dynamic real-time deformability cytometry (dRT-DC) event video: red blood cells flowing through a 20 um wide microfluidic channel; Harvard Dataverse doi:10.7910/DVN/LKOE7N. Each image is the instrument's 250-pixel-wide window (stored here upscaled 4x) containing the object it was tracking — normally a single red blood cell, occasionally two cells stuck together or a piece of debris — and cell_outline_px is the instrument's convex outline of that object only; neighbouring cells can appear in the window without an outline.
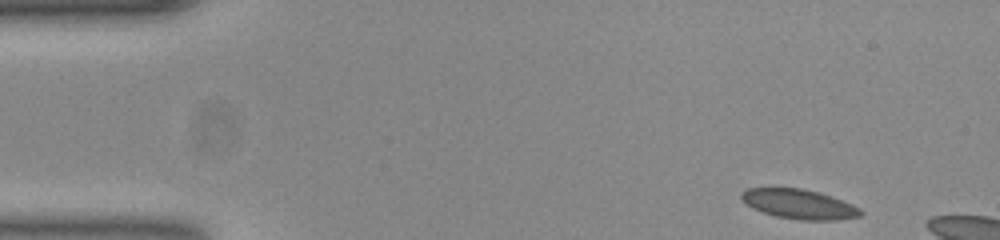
{"species": "common noctule bat (a hibernating species)", "species_latin": "Nyctalus noctula", "temperature_condition": "room temperature", "stored_images_in_passage": 8, "camera_frame_rate_fps": 3000, "um_per_image_px": 0.085, "animal": {"sex": "female", "body_mass_g": 23.0, "forearm_length_mm": 53.4}, "frame": {"image": 1, "passage_image": 1, "time_ms": 0.0, "image_size_px": [1000, 240], "cell_outline_px": [[864, 212], [860, 216], [836, 220], [800, 220], [776, 216], [752, 208], [740, 196], [748, 188], [800, 188], [816, 192], [852, 204], [860, 208]], "centroid_in_image_um": [67.95, 17.36], "position_along_channel_um": 17.1, "area_um2": 20.11}}